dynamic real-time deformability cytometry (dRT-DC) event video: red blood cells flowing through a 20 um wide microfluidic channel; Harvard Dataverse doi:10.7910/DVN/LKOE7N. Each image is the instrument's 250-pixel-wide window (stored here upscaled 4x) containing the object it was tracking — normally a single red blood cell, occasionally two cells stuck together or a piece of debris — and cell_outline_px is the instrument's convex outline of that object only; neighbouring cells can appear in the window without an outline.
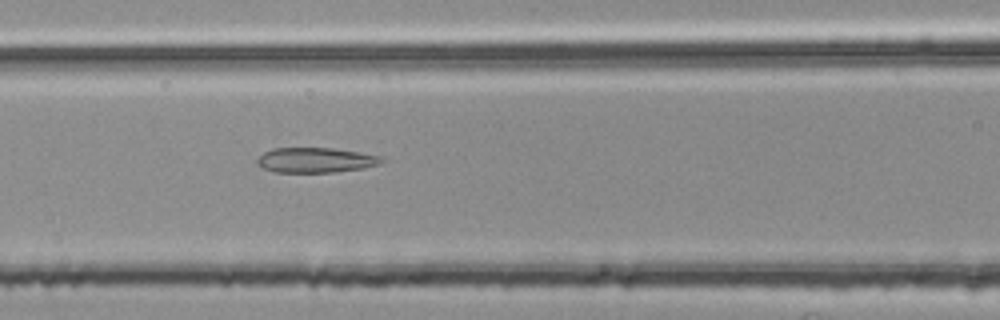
{"species": "common noctule bat (a hibernating species)", "species_latin": "Nyctalus noctula", "temperature_condition": "room temperature", "stored_images_in_passage": 54, "segment_of_instrument_passage": [2, 2], "camera_frame_rate_fps": 3000, "um_per_image_px": 0.085, "animal": {"sex": "female", "body_mass_g": 25.1}, "frame": {"image": 1, "passage_image": 23, "time_ms": 7.333, "image_size_px": [1000, 320], "cell_outline_px": [[384, 160], [380, 164], [364, 168], [336, 172], [276, 172], [264, 168], [256, 164], [256, 160], [264, 152], [272, 148], [332, 148], [360, 152], [380, 156]], "centroid_in_image_um": [26.83, 13.61], "position_along_channel_um": 139.8, "area_um2": 18.15}}
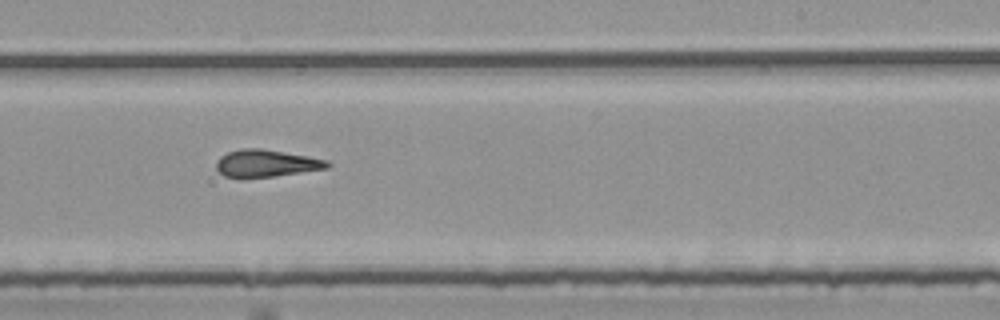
{"frame": {"image": 2, "passage_image": 33, "time_ms": 10.667, "image_size_px": [1000, 320], "cell_outline_px": [[332, 164], [328, 168], [276, 176], [240, 180], [224, 176], [216, 168], [216, 160], [220, 156], [228, 152], [240, 148], [260, 148], [308, 156], [328, 160]], "centroid_in_image_um": [22.59, 13.91], "position_along_channel_um": 266.4, "area_um2": 18.15}}
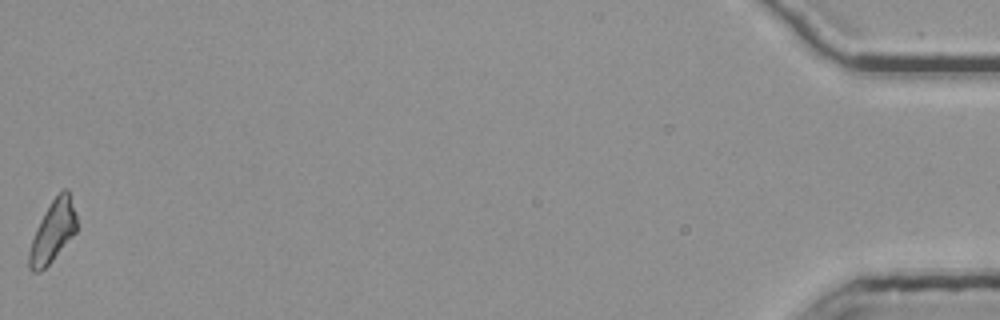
{"frame": {"image": 3, "passage_image": 54, "time_ms": 17.667, "image_size_px": [1000, 320], "cell_outline_px": [[76, 232], [52, 260], [40, 272], [32, 272], [28, 268], [28, 252], [36, 228], [44, 212], [52, 200], [64, 188], [68, 188], [76, 212]], "centroid_in_image_um": [4.48, 19.67], "position_along_channel_um": 430.7, "area_um2": 16.94}}